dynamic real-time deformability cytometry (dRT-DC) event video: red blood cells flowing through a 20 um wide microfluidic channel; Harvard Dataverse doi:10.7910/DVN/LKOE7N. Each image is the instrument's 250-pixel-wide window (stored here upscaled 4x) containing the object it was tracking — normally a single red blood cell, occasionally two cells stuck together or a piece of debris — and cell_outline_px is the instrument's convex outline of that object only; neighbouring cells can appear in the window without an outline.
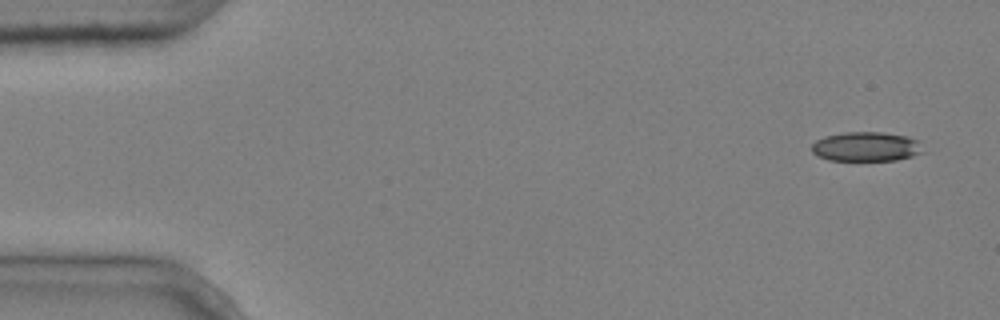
{"species": "common noctule bat (a hibernating species)", "species_latin": "Nyctalus noctula", "temperature_condition": "cold", "stored_images_in_passage": 5, "camera_frame_rate_fps": 3000, "um_per_image_px": 0.085, "animal": {"sex": "male", "body_mass_g": 20.4}, "frame": {"image": 1, "passage_image": 1, "time_ms": 0.0, "image_size_px": [1000, 320], "cell_outline_px": [[924, 152], [912, 156], [896, 160], [828, 160], [816, 156], [812, 152], [812, 144], [816, 140], [824, 136], [844, 132], [884, 132], [908, 136], [920, 140]], "centroid_in_image_um": [73.64, 12.45], "position_along_channel_um": 11.4, "area_um2": 19.36}}
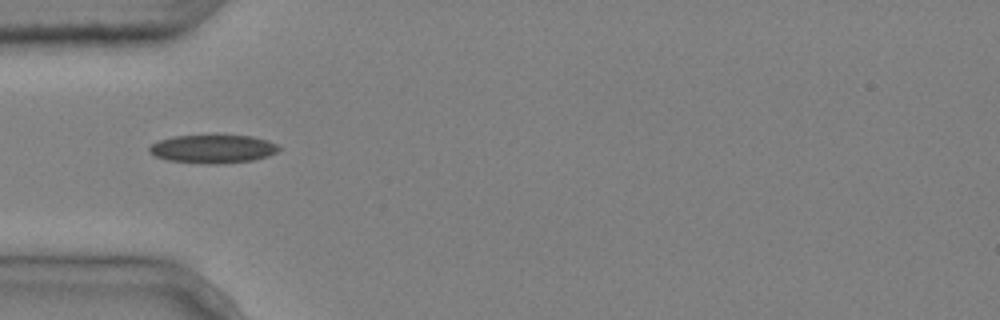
{"frame": {"image": 2, "passage_image": 5, "time_ms": 1.333, "image_size_px": [1000, 320], "cell_outline_px": [[280, 148], [276, 152], [268, 156], [252, 160], [224, 164], [208, 164], [168, 160], [156, 156], [148, 152], [148, 148], [156, 140], [172, 136], [252, 136], [268, 140], [276, 144]], "centroid_in_image_um": [18.07, 12.66], "position_along_channel_um": 66.9, "area_um2": 21.39}}